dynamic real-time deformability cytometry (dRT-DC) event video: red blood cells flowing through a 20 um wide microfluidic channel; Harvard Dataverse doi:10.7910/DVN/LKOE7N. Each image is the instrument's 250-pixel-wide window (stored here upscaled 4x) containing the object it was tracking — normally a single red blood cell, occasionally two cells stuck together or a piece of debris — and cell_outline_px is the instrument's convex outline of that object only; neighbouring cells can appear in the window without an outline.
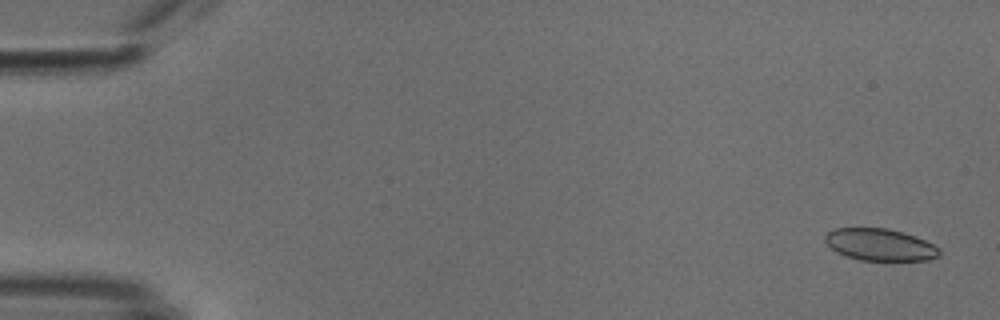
{"species": "common noctule bat (a hibernating species)", "species_latin": "Nyctalus noctula", "temperature_condition": "cold", "stored_images_in_passage": 53, "camera_frame_rate_fps": 3000, "um_per_image_px": 0.085, "animal": {"sex": "male", "body_mass_g": 18.8}, "frame": {"image": 1, "passage_image": 2, "time_ms": 0.333, "image_size_px": [1000, 320], "cell_outline_px": [[940, 256], [928, 260], [860, 260], [836, 252], [824, 240], [824, 236], [828, 232], [836, 228], [888, 228], [904, 232], [916, 236], [940, 248]], "centroid_in_image_um": [74.82, 20.79], "position_along_channel_um": 10.2, "area_um2": 21.27}}
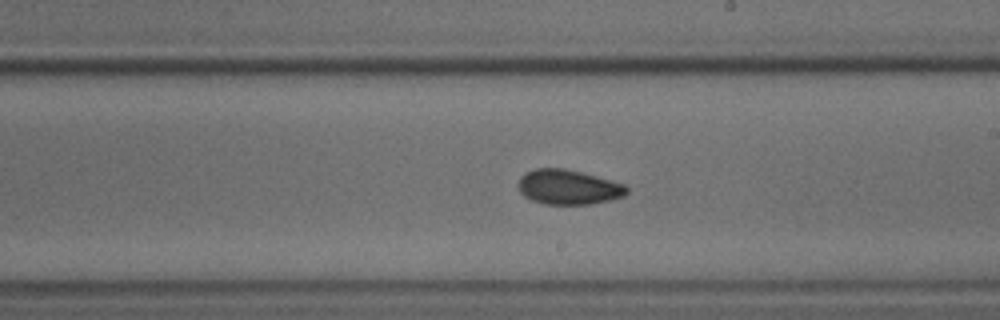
{"frame": {"image": 2, "passage_image": 31, "time_ms": 10.0, "image_size_px": [1000, 320], "cell_outline_px": [[628, 192], [624, 196], [592, 204], [544, 204], [532, 200], [524, 196], [516, 188], [516, 184], [520, 176], [524, 172], [536, 168], [564, 168], [596, 176], [624, 184], [628, 188]], "centroid_in_image_um": [48.25, 15.9], "position_along_channel_um": 240.8, "area_um2": 22.14}}
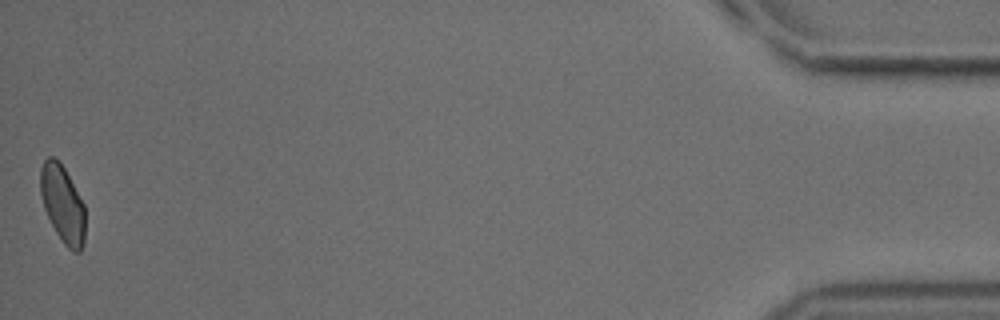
{"frame": {"image": 3, "passage_image": 53, "time_ms": 17.333, "image_size_px": [1000, 320], "cell_outline_px": [[84, 244], [80, 252], [72, 252], [64, 244], [56, 232], [44, 208], [40, 192], [40, 168], [44, 160], [48, 156], [52, 156], [64, 168], [84, 204]], "centroid_in_image_um": [5.31, 17.35], "position_along_channel_um": 429.9, "area_um2": 19.94}, "authors_computed_cell_mechanics": {"area_um2": 21.8484, "velocity_mm_per_s": 3.8125, "shape_relaxation_time_tau1_ms": 4.6577, "shape_relaxation_time_tau2_ms": 4.2369, "deformation_change_tau1": 0.0629, "deformation_change_tau2": 0.0718}}